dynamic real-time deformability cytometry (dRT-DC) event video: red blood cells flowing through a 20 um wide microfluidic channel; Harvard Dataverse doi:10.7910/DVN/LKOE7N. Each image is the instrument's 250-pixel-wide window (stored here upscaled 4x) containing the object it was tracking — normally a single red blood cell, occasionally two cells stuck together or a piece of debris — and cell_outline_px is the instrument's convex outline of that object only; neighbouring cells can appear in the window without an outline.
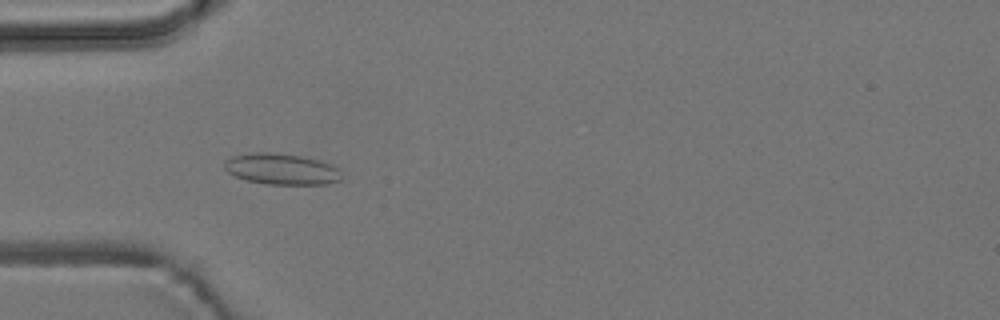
{"species": "common noctule bat (a hibernating species)", "species_latin": "Nyctalus noctula", "temperature_condition": "room temperature", "stored_images_in_passage": 5, "camera_frame_rate_fps": 3000, "um_per_image_px": 0.085, "animal": {"sex": "male", "body_mass_g": 19.2, "forearm_length_mm": 51.8}, "frame": {"image": 1, "passage_image": 4, "time_ms": 4.667, "image_size_px": [1000, 320], "cell_outline_px": [[340, 180], [328, 184], [264, 184], [248, 180], [236, 176], [228, 172], [224, 168], [224, 160], [232, 156], [252, 152], [268, 152], [300, 156], [320, 160], [332, 164], [336, 168]], "centroid_in_image_um": [23.88, 14.36], "position_along_channel_um": 61.1, "area_um2": 21.04}}